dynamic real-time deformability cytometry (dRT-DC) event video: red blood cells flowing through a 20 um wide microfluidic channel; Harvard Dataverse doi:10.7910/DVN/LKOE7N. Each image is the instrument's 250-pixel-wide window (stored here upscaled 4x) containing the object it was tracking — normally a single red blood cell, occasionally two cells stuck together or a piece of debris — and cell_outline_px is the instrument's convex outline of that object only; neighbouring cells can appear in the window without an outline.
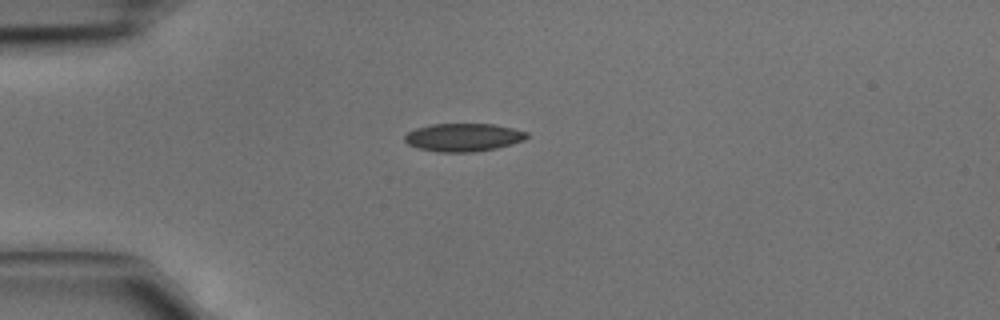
{"species": "common noctule bat (a hibernating species)", "species_latin": "Nyctalus noctula", "temperature_condition": "cold", "stored_images_in_passage": 2, "camera_frame_rate_fps": 3000, "um_per_image_px": 0.085, "animal": {"sex": "male", "body_mass_g": 15.6}, "frame": {"image": 1, "passage_image": 1, "time_ms": 0.0, "image_size_px": [1000, 320], "cell_outline_px": [[528, 136], [524, 140], [512, 144], [496, 148], [476, 152], [436, 152], [416, 148], [408, 144], [404, 140], [404, 136], [408, 132], [416, 128], [432, 124], [492, 124], [512, 128], [528, 132]], "centroid_in_image_um": [39.37, 11.68], "position_along_channel_um": 45.6, "area_um2": 20.06}}